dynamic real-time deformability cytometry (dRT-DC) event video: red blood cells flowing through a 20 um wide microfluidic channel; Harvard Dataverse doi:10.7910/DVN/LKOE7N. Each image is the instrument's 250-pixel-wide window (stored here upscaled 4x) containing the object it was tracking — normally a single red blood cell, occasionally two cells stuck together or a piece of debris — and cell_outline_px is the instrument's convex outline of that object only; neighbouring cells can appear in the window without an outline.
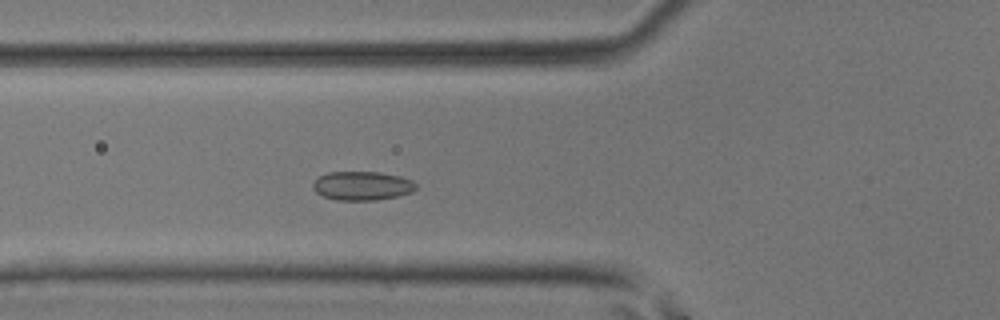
{"species": "common noctule bat (a hibernating species)", "species_latin": "Nyctalus noctula", "temperature_condition": "room temperature", "stored_images_in_passage": 32, "camera_frame_rate_fps": 3000, "um_per_image_px": 0.085, "animal": {"sex": "male", "body_mass_g": 17.9, "forearm_length_mm": 54.2}, "frame": {"image": 1, "passage_image": 11, "time_ms": 3.333, "image_size_px": [1000, 320], "cell_outline_px": [[416, 188], [412, 192], [400, 196], [376, 200], [336, 200], [324, 196], [316, 192], [312, 188], [312, 184], [320, 176], [328, 172], [380, 172], [400, 176], [412, 180], [416, 184]], "centroid_in_image_um": [30.8, 15.79], "position_along_channel_um": 95.0, "area_um2": 17.4}}
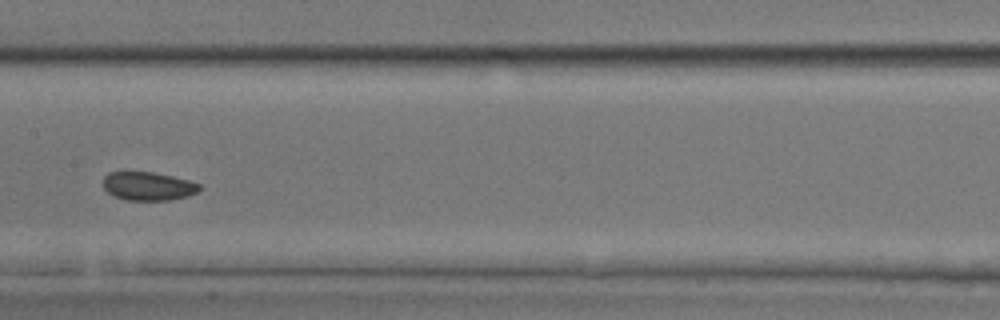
{"frame": {"image": 2, "passage_image": 18, "time_ms": 5.667, "image_size_px": [1000, 320], "cell_outline_px": [[200, 188], [196, 192], [188, 196], [168, 200], [124, 200], [112, 196], [104, 188], [104, 176], [108, 172], [152, 172], [172, 176], [188, 180], [200, 184]], "centroid_in_image_um": [12.56, 15.83], "position_along_channel_um": 194.8, "area_um2": 15.95}}
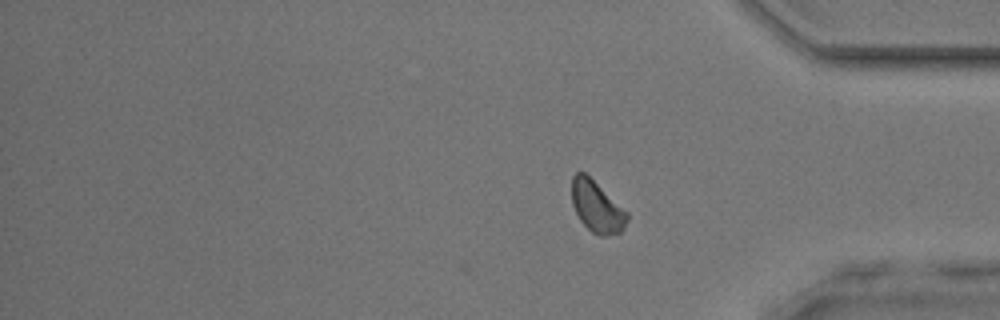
{"frame": {"image": 3, "passage_image": 32, "time_ms": 10.333, "image_size_px": [1000, 320], "cell_outline_px": [[628, 220], [624, 228], [620, 232], [604, 236], [600, 236], [592, 232], [580, 220], [572, 204], [572, 176], [576, 172], [584, 172], [628, 212]], "centroid_in_image_um": [50.73, 17.58], "position_along_channel_um": 384.5, "area_um2": 16.36}}